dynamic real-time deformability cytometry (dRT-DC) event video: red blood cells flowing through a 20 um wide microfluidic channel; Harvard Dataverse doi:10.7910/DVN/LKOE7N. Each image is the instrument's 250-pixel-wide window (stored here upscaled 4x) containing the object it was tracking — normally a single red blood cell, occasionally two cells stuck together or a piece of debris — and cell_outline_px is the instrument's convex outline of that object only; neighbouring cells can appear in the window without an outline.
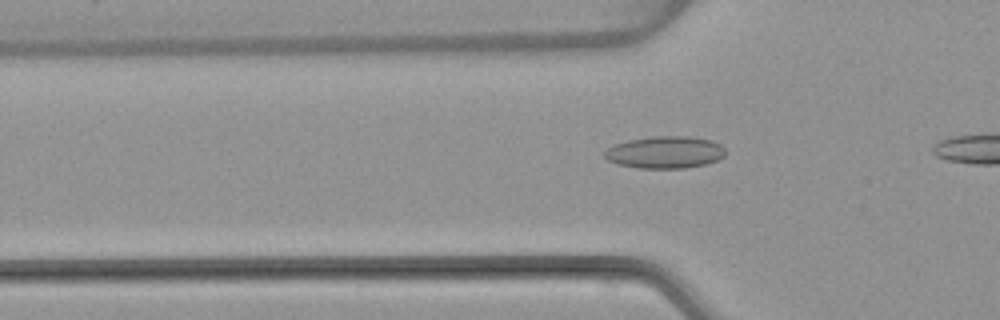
{"species": "common noctule bat (a hibernating species)", "species_latin": "Nyctalus noctula", "temperature_condition": "warm", "stored_images_in_passage": 32, "camera_frame_rate_fps": 3000, "um_per_image_px": 0.085, "animal": {"sex": "female", "body_mass_g": 22.7, "forearm_length_mm": 54.2}, "frame": {"image": 1, "passage_image": 7, "time_ms": 2.0, "image_size_px": [1000, 320], "cell_outline_px": [[724, 156], [716, 160], [704, 164], [684, 168], [636, 168], [620, 164], [608, 160], [604, 156], [604, 152], [608, 148], [616, 144], [628, 140], [652, 136], [688, 136], [712, 140], [720, 144], [724, 148]], "centroid_in_image_um": [56.52, 12.93], "position_along_channel_um": 69.3, "area_um2": 22.48}}
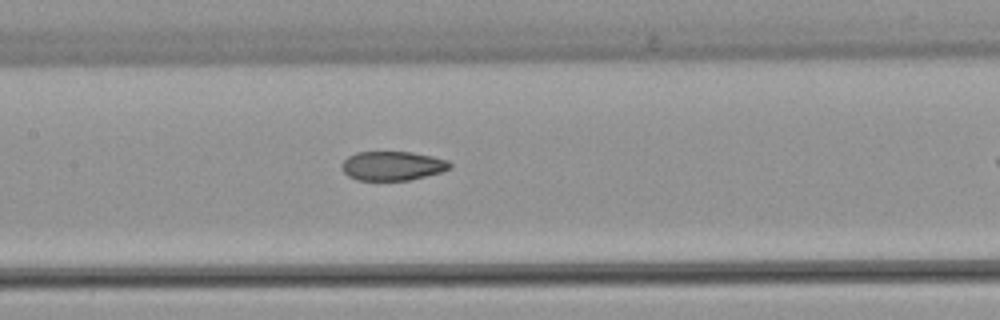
{"frame": {"image": 2, "passage_image": 15, "time_ms": 4.667, "image_size_px": [1000, 320], "cell_outline_px": [[452, 168], [440, 172], [408, 180], [356, 180], [348, 176], [340, 168], [340, 164], [348, 156], [356, 152], [412, 152], [432, 156], [448, 160], [452, 164]], "centroid_in_image_um": [33.33, 14.09], "position_along_channel_um": 174.1, "area_um2": 18.44}}
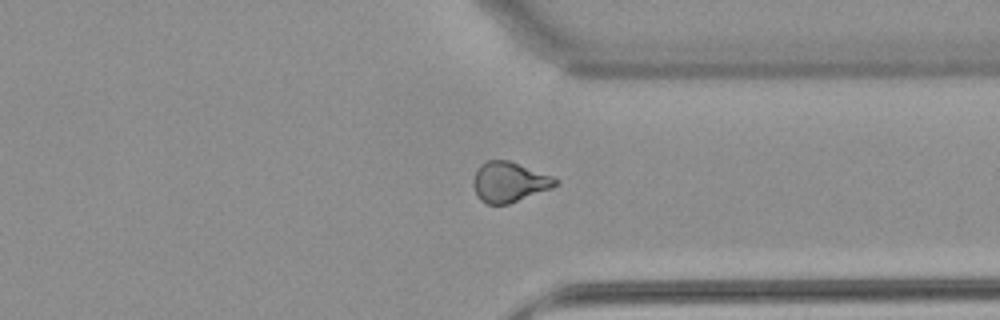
{"frame": {"image": 3, "passage_image": 30, "time_ms": 9.667, "image_size_px": [1000, 320], "cell_outline_px": [[560, 180], [552, 188], [508, 204], [488, 204], [480, 200], [476, 196], [472, 184], [472, 180], [480, 164], [488, 160], [508, 160], [552, 176]], "centroid_in_image_um": [43.25, 15.47], "position_along_channel_um": 368.1, "area_um2": 19.19}}